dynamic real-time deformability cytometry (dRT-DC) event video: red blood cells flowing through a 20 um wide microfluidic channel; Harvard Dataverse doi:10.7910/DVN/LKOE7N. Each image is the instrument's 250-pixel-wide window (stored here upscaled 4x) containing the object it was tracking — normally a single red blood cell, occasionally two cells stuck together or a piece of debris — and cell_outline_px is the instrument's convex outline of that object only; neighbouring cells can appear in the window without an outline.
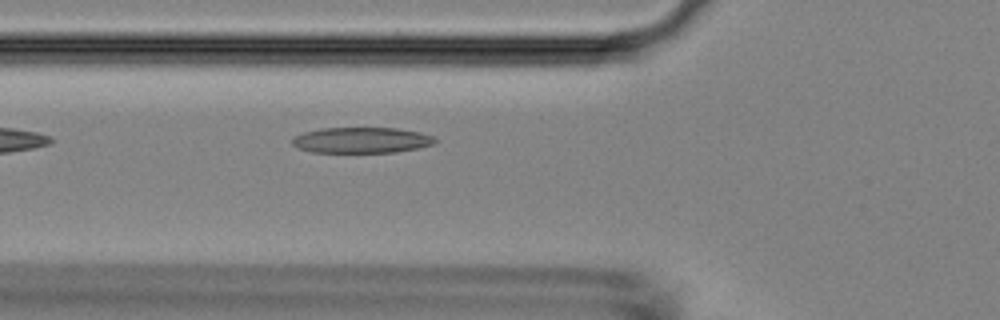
{"species": "Egyptian fruit bat (a non-hibernating species)", "species_latin": "Rousettus aegyptiacus", "temperature_condition": "room temperature", "stored_images_in_passage": 2, "camera_frame_rate_fps": 3000, "um_per_image_px": 0.085, "animal": {"sex": "female"}, "frame": {"image": 1, "passage_image": 2, "time_ms": 1.333, "image_size_px": [1000, 320], "cell_outline_px": [[436, 144], [396, 152], [312, 152], [296, 148], [292, 144], [292, 140], [296, 136], [304, 132], [320, 128], [396, 128], [420, 132], [432, 136], [436, 140]], "centroid_in_image_um": [30.72, 11.91], "position_along_channel_um": 95.1, "area_um2": 21.39}}